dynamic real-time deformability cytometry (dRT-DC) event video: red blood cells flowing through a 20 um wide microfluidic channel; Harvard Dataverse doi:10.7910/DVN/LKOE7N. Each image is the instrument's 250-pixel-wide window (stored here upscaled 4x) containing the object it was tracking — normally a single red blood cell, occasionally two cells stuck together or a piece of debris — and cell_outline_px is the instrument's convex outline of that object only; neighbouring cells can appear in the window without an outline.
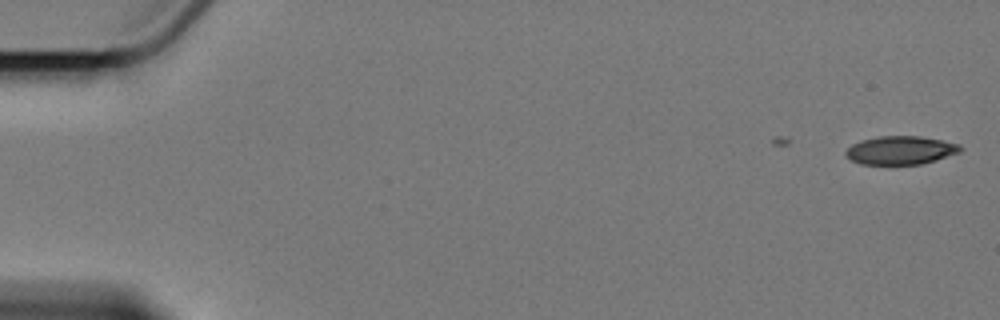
{"species": "Egyptian fruit bat (a non-hibernating species)", "species_latin": "Rousettus aegyptiacus", "temperature_condition": "cold", "stored_images_in_passage": 4, "camera_frame_rate_fps": 3000, "um_per_image_px": 0.085, "animal": {"sex": "female"}, "frame": {"image": 1, "passage_image": 1, "time_ms": 0.0, "image_size_px": [1000, 320], "cell_outline_px": [[964, 148], [960, 152], [936, 160], [920, 164], [860, 164], [844, 156], [844, 152], [852, 144], [860, 140], [880, 136], [920, 136], [960, 144]], "centroid_in_image_um": [76.54, 12.77], "position_along_channel_um": 8.5, "area_um2": 19.02}}
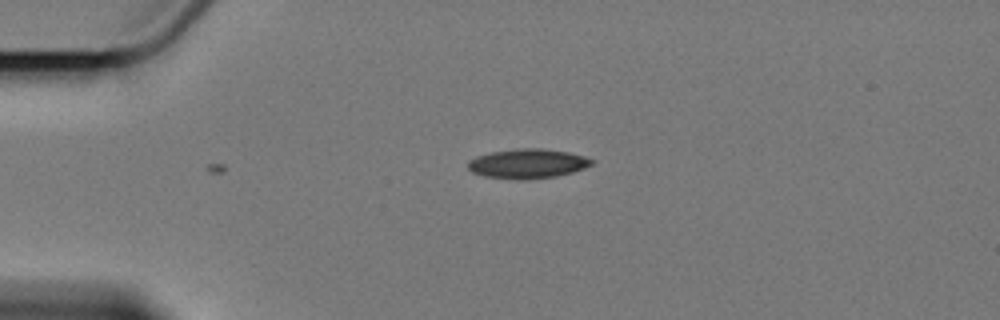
{"frame": {"image": 2, "passage_image": 4, "time_ms": 4.333, "image_size_px": [1000, 320], "cell_outline_px": [[596, 160], [592, 164], [584, 168], [572, 172], [556, 176], [520, 180], [484, 176], [472, 172], [468, 168], [468, 160], [476, 156], [492, 152], [516, 148], [544, 148], [568, 152], [584, 156]], "centroid_in_image_um": [44.85, 13.9], "position_along_channel_um": 40.2, "area_um2": 21.33}}